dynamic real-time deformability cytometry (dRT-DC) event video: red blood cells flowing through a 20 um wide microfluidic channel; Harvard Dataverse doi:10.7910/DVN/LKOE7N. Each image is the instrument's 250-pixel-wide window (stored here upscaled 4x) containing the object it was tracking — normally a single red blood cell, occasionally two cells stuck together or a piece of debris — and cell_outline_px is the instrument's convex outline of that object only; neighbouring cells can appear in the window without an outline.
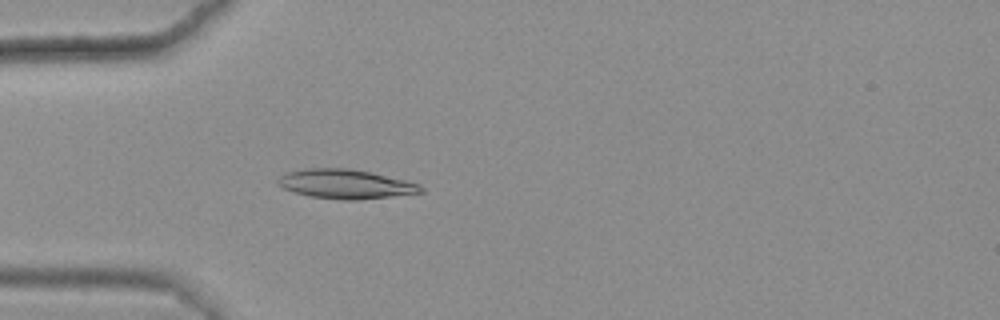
{"species": "common noctule bat (a hibernating species)", "species_latin": "Nyctalus noctula", "temperature_condition": "warm", "stored_images_in_passage": 47, "camera_frame_rate_fps": 3000, "um_per_image_px": 0.085, "animal": {"sex": "female", "body_mass_g": 25.1}, "frame": {"image": 1, "passage_image": 16, "time_ms": 5.0, "image_size_px": [1000, 320], "cell_outline_px": [[424, 192], [392, 196], [356, 200], [344, 200], [308, 196], [292, 192], [276, 184], [276, 180], [284, 172], [304, 168], [348, 168], [372, 172], [420, 184], [424, 188]], "centroid_in_image_um": [29.32, 15.64], "position_along_channel_um": 55.7, "area_um2": 24.62}}
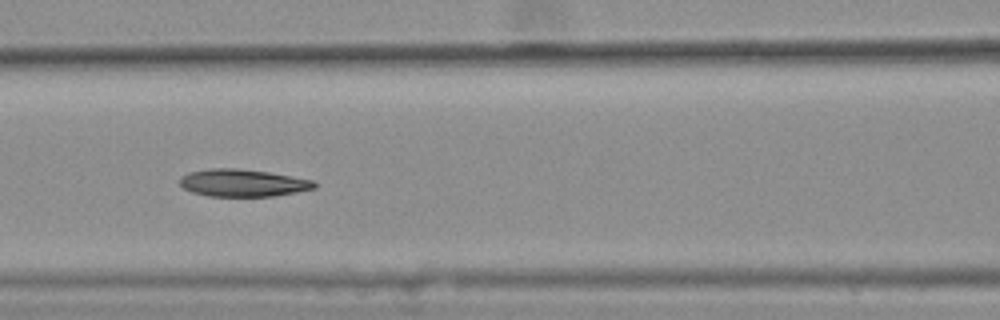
{"frame": {"image": 2, "passage_image": 24, "time_ms": 7.667, "image_size_px": [1000, 320], "cell_outline_px": [[316, 188], [296, 192], [272, 196], [208, 196], [192, 192], [184, 188], [180, 184], [180, 176], [188, 172], [208, 168], [236, 168], [268, 172], [316, 180]], "centroid_in_image_um": [20.63, 15.54], "position_along_channel_um": 146.0, "area_um2": 21.56}}
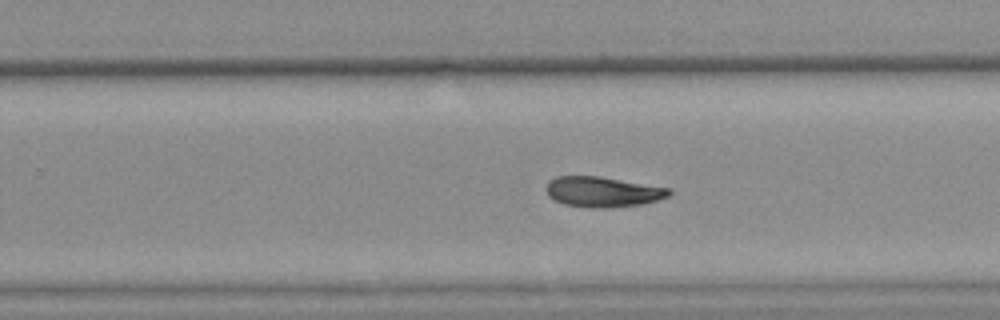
{"frame": {"image": 3, "passage_image": 35, "time_ms": 11.333, "image_size_px": [1000, 320], "cell_outline_px": [[672, 192], [668, 196], [656, 200], [640, 204], [604, 208], [592, 208], [564, 204], [548, 196], [544, 188], [548, 180], [556, 176], [600, 176], [672, 188]], "centroid_in_image_um": [51.2, 16.29], "position_along_channel_um": 278.6, "area_um2": 21.85}}